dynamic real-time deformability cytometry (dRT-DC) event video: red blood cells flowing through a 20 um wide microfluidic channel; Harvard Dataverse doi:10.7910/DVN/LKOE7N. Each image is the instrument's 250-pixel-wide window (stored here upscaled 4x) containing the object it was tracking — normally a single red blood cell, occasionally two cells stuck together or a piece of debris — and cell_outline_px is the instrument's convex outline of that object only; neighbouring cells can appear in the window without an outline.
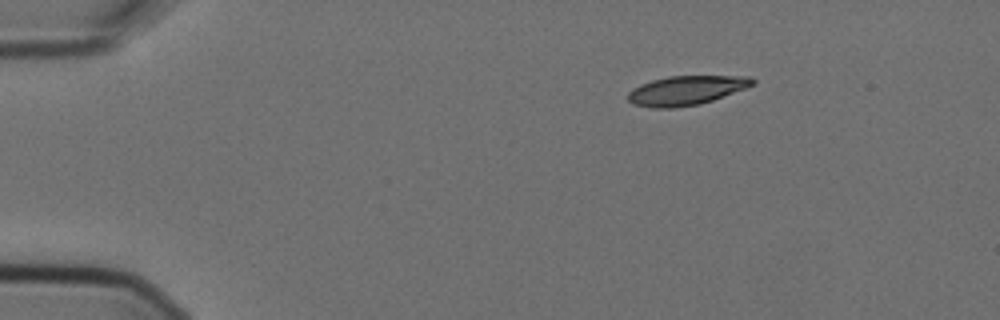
{"species": "Egyptian fruit bat (a non-hibernating species)", "species_latin": "Rousettus aegyptiacus", "temperature_condition": "cold", "stored_images_in_passage": 3, "segment_of_instrument_passage": [1, 2], "camera_frame_rate_fps": 3000, "um_per_image_px": 0.085, "animal": {"sex": "female"}, "frame": {"image": 1, "passage_image": 1, "time_ms": 0.0, "image_size_px": [1000, 320], "cell_outline_px": [[756, 84], [712, 100], [700, 104], [672, 108], [652, 108], [632, 104], [628, 100], [628, 92], [632, 88], [640, 84], [652, 80], [668, 76], [752, 76], [756, 80]], "centroid_in_image_um": [58.31, 7.68], "position_along_channel_um": 26.7, "area_um2": 21.33}}